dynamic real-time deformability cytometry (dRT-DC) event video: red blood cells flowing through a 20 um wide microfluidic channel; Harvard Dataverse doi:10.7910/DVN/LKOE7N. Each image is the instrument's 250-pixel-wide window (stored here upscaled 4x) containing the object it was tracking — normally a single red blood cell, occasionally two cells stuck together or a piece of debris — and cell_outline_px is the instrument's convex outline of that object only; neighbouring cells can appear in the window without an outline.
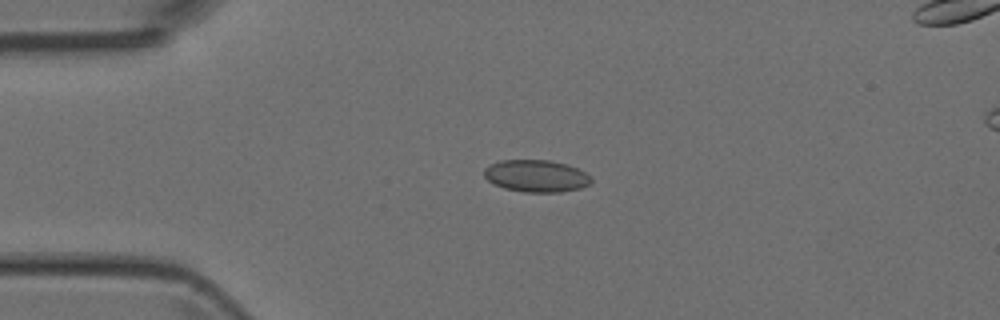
{"species": "Egyptian fruit bat (a non-hibernating species)", "species_latin": "Rousettus aegyptiacus", "temperature_condition": "room temperature", "stored_images_in_passage": 4, "camera_frame_rate_fps": 3000, "um_per_image_px": 0.085, "animal": {"sex": "female"}, "frame": {"image": 1, "passage_image": 3, "time_ms": 2.333, "image_size_px": [1000, 320], "cell_outline_px": [[592, 180], [588, 184], [580, 188], [560, 192], [524, 192], [504, 188], [492, 184], [484, 176], [484, 168], [500, 160], [548, 160], [564, 164], [576, 168], [592, 176]], "centroid_in_image_um": [45.55, 14.96], "position_along_channel_um": 39.4, "area_um2": 19.94}}